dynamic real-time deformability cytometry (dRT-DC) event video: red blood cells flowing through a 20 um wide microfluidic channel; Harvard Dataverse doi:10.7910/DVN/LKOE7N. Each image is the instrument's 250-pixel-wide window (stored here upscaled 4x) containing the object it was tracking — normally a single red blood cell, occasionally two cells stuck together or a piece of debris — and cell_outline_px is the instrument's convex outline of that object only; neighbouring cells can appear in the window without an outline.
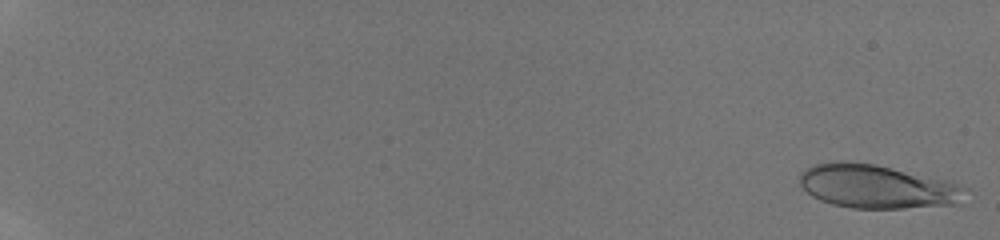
{"species": "human", "species_latin": "Homo sapiens", "temperature_condition": "room temperature", "stored_images_in_passage": 33, "camera_frame_rate_fps": 3000, "um_per_image_px": 0.085, "donor": {"sex": "male"}, "frame": {"image": 1, "passage_image": 1, "time_ms": 0.0, "image_size_px": [1000, 240], "cell_outline_px": [[968, 188], [956, 204], [904, 208], [852, 208], [832, 204], [820, 200], [812, 196], [800, 184], [800, 172], [804, 168], [816, 164], [836, 160], [840, 160], [876, 164], [948, 180], [960, 184]], "centroid_in_image_um": [74.52, 15.83], "position_along_channel_um": 10.5, "area_um2": 42.25}}
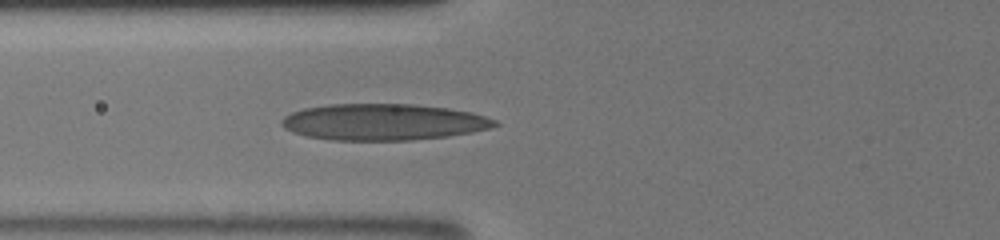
{"frame": {"image": 2, "passage_image": 25, "time_ms": 7.667, "image_size_px": [1000, 240], "cell_outline_px": [[500, 124], [488, 128], [472, 132], [448, 136], [412, 140], [332, 140], [308, 136], [292, 132], [284, 128], [280, 124], [280, 120], [284, 116], [292, 112], [304, 108], [328, 104], [416, 104], [448, 108], [472, 112], [496, 120]], "centroid_in_image_um": [32.57, 10.37], "position_along_channel_um": 93.2, "area_um2": 45.32}}
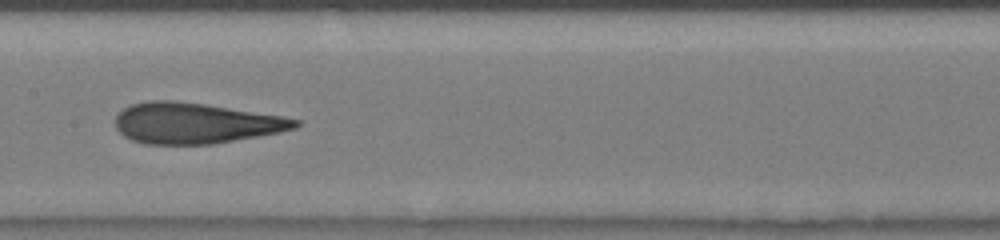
{"frame": {"image": 3, "passage_image": 32, "time_ms": 10.0, "image_size_px": [1000, 240], "cell_outline_px": [[300, 124], [296, 128], [280, 132], [212, 144], [144, 144], [132, 140], [124, 136], [116, 128], [116, 116], [124, 108], [132, 104], [148, 100], [176, 100], [204, 104], [284, 116], [300, 120]], "centroid_in_image_um": [16.61, 10.46], "position_along_channel_um": 190.8, "area_um2": 42.66}}